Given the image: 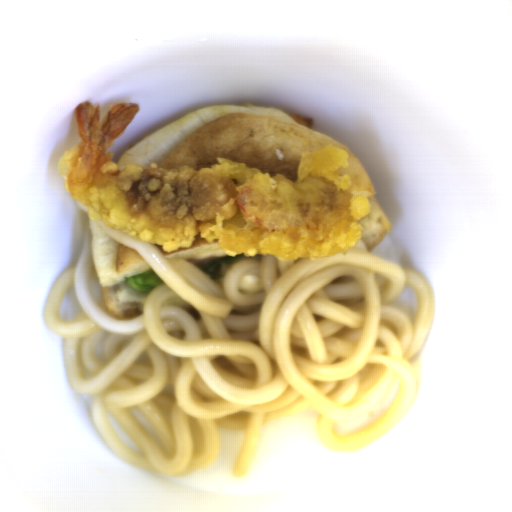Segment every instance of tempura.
<instances>
[{"mask_svg":"<svg viewBox=\"0 0 512 512\" xmlns=\"http://www.w3.org/2000/svg\"><path fill=\"white\" fill-rule=\"evenodd\" d=\"M78 141L57 162L70 198L91 222L105 224L164 252L196 235L227 255L320 259L351 250L363 234L370 199L357 197L345 173L347 154L326 146L303 155L295 179L228 158L199 171L156 163H113L111 144L140 113L134 101L75 108Z\"/></svg>","mask_w":512,"mask_h":512,"instance_id":"tempura-1","label":"tempura"}]
</instances>
